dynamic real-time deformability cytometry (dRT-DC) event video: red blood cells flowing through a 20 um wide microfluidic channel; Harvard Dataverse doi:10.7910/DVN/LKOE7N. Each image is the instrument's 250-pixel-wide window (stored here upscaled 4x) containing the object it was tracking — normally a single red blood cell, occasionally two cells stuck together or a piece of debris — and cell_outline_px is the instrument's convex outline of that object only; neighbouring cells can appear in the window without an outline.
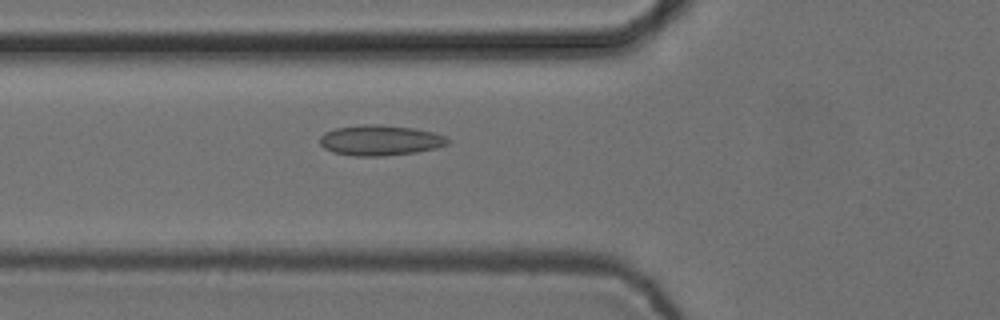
{"species": "common noctule bat (a hibernating species)", "species_latin": "Nyctalus noctula", "temperature_condition": "cold", "stored_images_in_passage": 55, "camera_frame_rate_fps": 3000, "um_per_image_px": 0.085, "animal": {"sex": "female", "body_mass_g": 24.6, "forearm_length_mm": 56.2}, "frame": {"image": 1, "passage_image": 20, "time_ms": 6.333, "image_size_px": [1000, 320], "cell_outline_px": [[448, 144], [436, 148], [416, 152], [380, 156], [352, 156], [332, 152], [324, 148], [320, 144], [320, 136], [324, 132], [336, 128], [364, 124], [380, 124], [412, 128], [432, 132], [444, 136], [448, 140]], "centroid_in_image_um": [32.26, 11.93], "position_along_channel_um": 93.5, "area_um2": 22.6}}
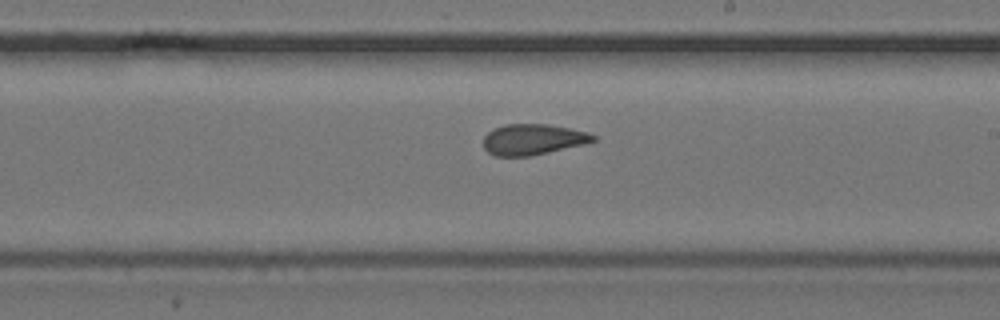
{"frame": {"image": 2, "passage_image": 32, "time_ms": 10.333, "image_size_px": [1000, 320], "cell_outline_px": [[596, 140], [584, 144], [548, 152], [528, 156], [496, 156], [488, 152], [484, 148], [484, 136], [492, 128], [504, 124], [548, 124], [588, 132], [596, 136]], "centroid_in_image_um": [45.27, 11.84], "position_along_channel_um": 243.7, "area_um2": 19.65}}
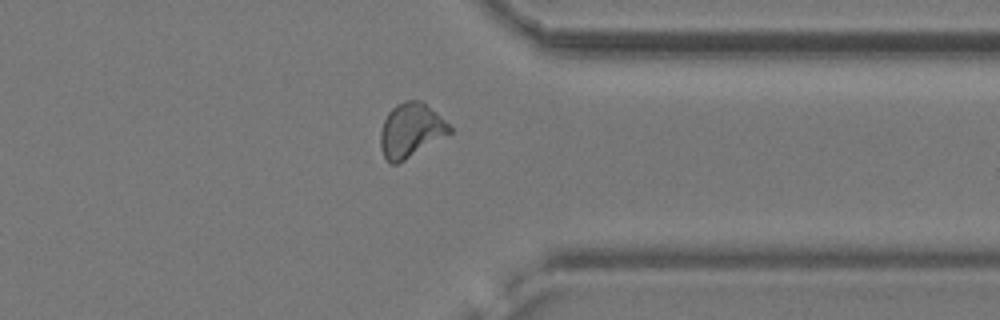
{"frame": {"image": 3, "passage_image": 43, "time_ms": 14.0, "image_size_px": [1000, 320], "cell_outline_px": [[452, 132], [404, 160], [396, 164], [392, 164], [384, 156], [380, 148], [380, 132], [384, 120], [388, 112], [396, 104], [408, 100], [420, 100], [440, 116], [452, 128]], "centroid_in_image_um": [34.89, 11.07], "position_along_channel_um": 376.5, "area_um2": 21.44}, "authors_computed_cell_mechanics": {"area_um2": 21.3282, "velocity_mm_per_s": 3.7474, "shape_relaxation_time_tau1_ms": null, "shape_relaxation_time_tau2_ms": 1.7189, "deformation_change_tau1": null, "deformation_change_tau2": 0.0789}}